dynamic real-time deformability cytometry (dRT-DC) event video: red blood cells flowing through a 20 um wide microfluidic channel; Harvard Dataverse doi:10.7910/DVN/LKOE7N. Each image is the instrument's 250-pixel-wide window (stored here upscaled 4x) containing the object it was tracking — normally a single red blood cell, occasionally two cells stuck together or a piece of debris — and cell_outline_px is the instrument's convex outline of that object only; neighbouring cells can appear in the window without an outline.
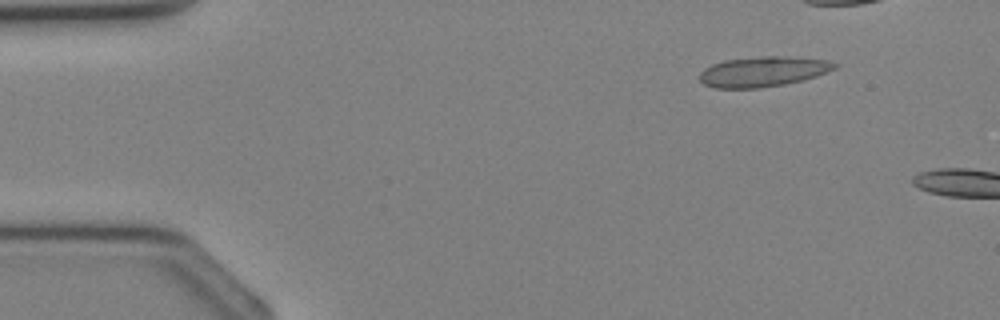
{"species": "Egyptian fruit bat (a non-hibernating species)", "species_latin": "Rousettus aegyptiacus", "temperature_condition": "cold", "stored_images_in_passage": 7, "camera_frame_rate_fps": 3000, "um_per_image_px": 0.085, "animal": {"sex": "female"}, "frame": {"image": 1, "passage_image": 1, "time_ms": 0.0, "image_size_px": [1000, 320], "cell_outline_px": [[840, 64], [836, 68], [816, 76], [804, 80], [784, 84], [760, 88], [712, 88], [704, 84], [700, 80], [700, 72], [704, 68], [712, 64], [724, 60], [764, 56], [784, 56], [828, 60]], "centroid_in_image_um": [64.86, 6.09], "position_along_channel_um": 20.1, "area_um2": 23.81}}